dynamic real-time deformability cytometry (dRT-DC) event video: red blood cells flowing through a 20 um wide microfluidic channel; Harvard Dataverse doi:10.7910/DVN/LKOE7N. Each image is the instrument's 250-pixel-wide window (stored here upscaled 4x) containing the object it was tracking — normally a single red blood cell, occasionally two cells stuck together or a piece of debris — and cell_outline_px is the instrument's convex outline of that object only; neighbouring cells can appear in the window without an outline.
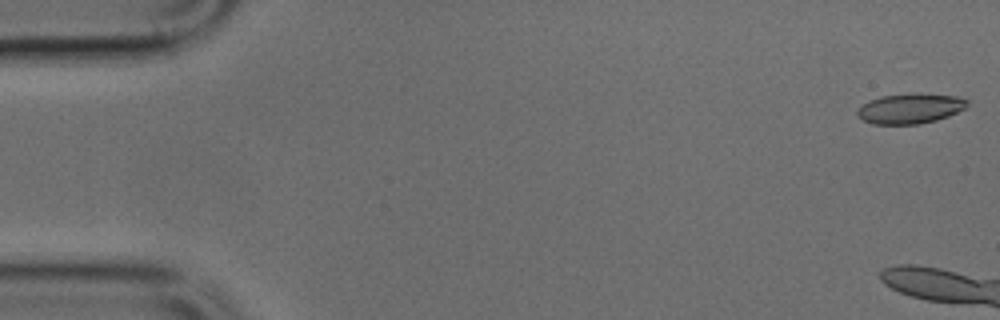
{"species": "common noctule bat (a hibernating species)", "species_latin": "Nyctalus noctula", "temperature_condition": "cold", "stored_images_in_passage": 5, "camera_frame_rate_fps": 3000, "um_per_image_px": 0.085, "animal": {"sex": "male", "body_mass_g": 17.9, "forearm_length_mm": 54.2}, "frame": {"image": 1, "passage_image": 1, "time_ms": 0.0, "image_size_px": [1000, 320], "cell_outline_px": [[968, 104], [964, 108], [948, 116], [936, 120], [920, 124], [872, 124], [856, 116], [856, 112], [868, 100], [880, 96], [956, 96], [968, 100]], "centroid_in_image_um": [77.31, 9.28], "position_along_channel_um": 7.7, "area_um2": 18.32}}
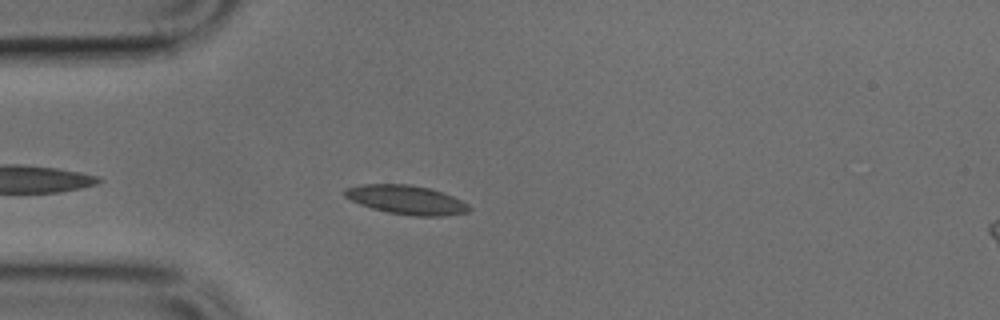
{"frame": {"image": 2, "passage_image": 5, "time_ms": 1.333, "image_size_px": [1000, 320], "cell_outline_px": [[472, 208], [468, 212], [444, 216], [412, 216], [388, 212], [372, 208], [360, 204], [344, 196], [344, 188], [360, 184], [408, 184], [432, 188], [452, 196], [468, 204]], "centroid_in_image_um": [34.55, 16.98], "position_along_channel_um": 50.5, "area_um2": 21.1}}